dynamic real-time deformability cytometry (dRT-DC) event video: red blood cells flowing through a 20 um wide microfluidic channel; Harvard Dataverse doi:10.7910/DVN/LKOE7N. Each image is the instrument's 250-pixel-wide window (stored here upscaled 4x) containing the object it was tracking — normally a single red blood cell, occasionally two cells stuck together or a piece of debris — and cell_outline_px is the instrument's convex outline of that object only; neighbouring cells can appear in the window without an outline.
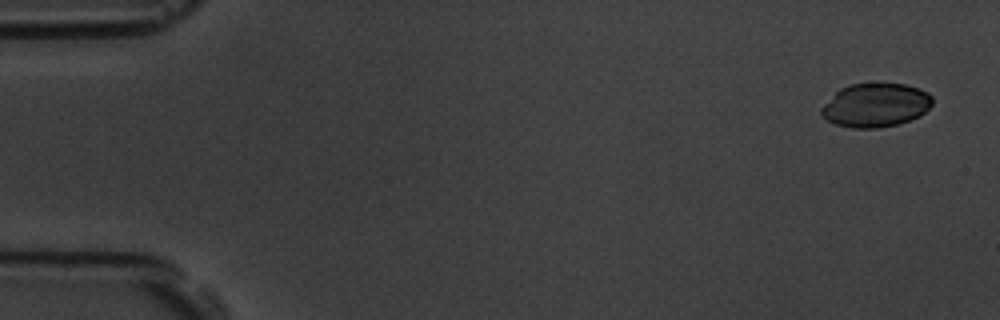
{"species": "common noctule bat (a hibernating species)", "species_latin": "Nyctalus noctula", "temperature_condition": "room temperature", "stored_images_in_passage": 15, "camera_frame_rate_fps": 3000, "um_per_image_px": 0.085, "animal": {"sex": "male", "body_mass_g": 19.5, "forearm_length_mm": 54.6}, "frame": {"image": 1, "passage_image": 1, "time_ms": 0.0, "image_size_px": [1000, 320], "cell_outline_px": [[932, 104], [920, 116], [896, 124], [880, 128], [852, 128], [836, 124], [820, 116], [820, 108], [840, 88], [848, 84], [880, 80], [904, 84], [920, 88], [928, 92], [932, 96]], "centroid_in_image_um": [74.42, 8.89], "position_along_channel_um": 10.6, "area_um2": 29.07}}
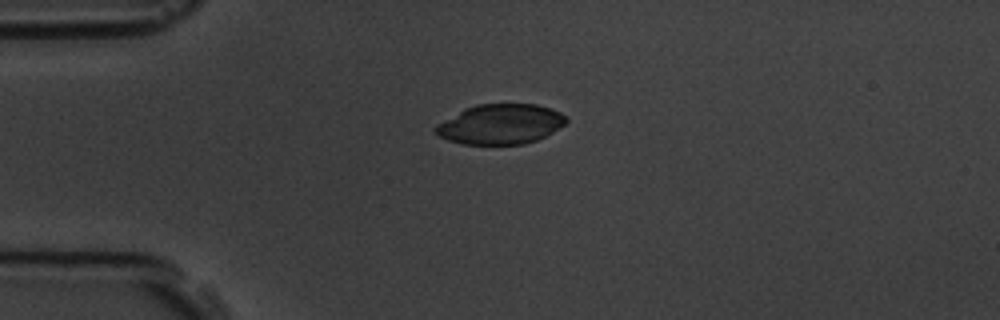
{"frame": {"image": 2, "passage_image": 4, "time_ms": 3.667, "image_size_px": [1000, 320], "cell_outline_px": [[568, 120], [564, 124], [552, 132], [536, 140], [524, 144], [460, 144], [448, 140], [440, 136], [432, 128], [436, 124], [464, 108], [476, 104], [536, 104], [560, 112], [568, 116]], "centroid_in_image_um": [42.51, 10.55], "position_along_channel_um": 42.5, "area_um2": 30.46}}
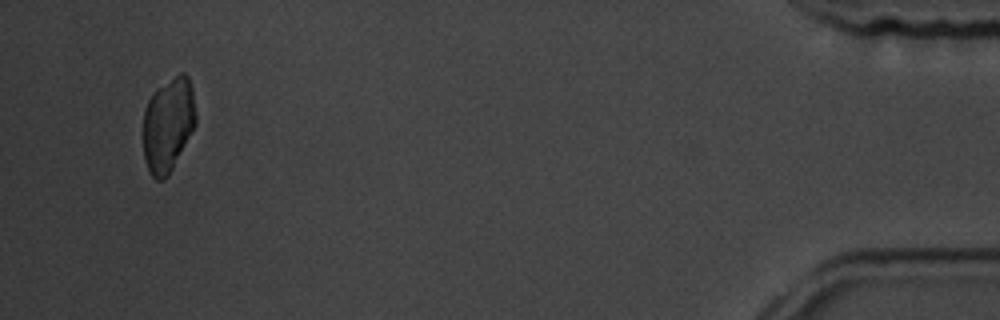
{"frame": {"image": 3, "passage_image": 15, "time_ms": 16.333, "image_size_px": [1000, 320], "cell_outline_px": [[196, 124], [168, 176], [164, 180], [156, 180], [152, 176], [144, 160], [144, 108], [152, 92], [156, 88], [180, 72], [184, 72], [188, 76], [192, 88], [196, 116]], "centroid_in_image_um": [14.29, 10.57], "position_along_channel_um": 420.9, "area_um2": 28.96}}